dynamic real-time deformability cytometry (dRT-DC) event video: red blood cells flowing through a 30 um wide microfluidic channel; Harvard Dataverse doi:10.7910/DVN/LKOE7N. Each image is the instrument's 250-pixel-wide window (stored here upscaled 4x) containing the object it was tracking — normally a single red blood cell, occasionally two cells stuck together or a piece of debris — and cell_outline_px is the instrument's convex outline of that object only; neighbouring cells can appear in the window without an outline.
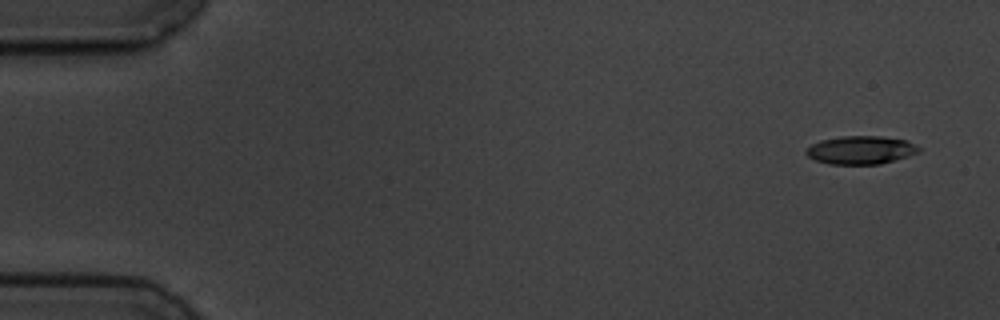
{"species": "common noctule bat (a hibernating species)", "species_latin": "Nyctalus noctula", "temperature_condition": "cold", "stored_images_in_passage": 5, "segment_of_instrument_passage": [1, 2], "camera_frame_rate_fps": 3000, "um_per_image_px": 0.085, "animal": {"sex": "male", "body_mass_g": 19.5, "forearm_length_mm": 54.6}, "frame": {"image": 1, "passage_image": 1, "time_ms": 0.0, "image_size_px": [1000, 320], "cell_outline_px": [[920, 152], [908, 156], [880, 164], [828, 164], [816, 160], [808, 156], [804, 152], [812, 144], [820, 140], [840, 136], [880, 136], [908, 140], [920, 148]], "centroid_in_image_um": [73.17, 12.75], "position_along_channel_um": 11.8, "area_um2": 18.55}}